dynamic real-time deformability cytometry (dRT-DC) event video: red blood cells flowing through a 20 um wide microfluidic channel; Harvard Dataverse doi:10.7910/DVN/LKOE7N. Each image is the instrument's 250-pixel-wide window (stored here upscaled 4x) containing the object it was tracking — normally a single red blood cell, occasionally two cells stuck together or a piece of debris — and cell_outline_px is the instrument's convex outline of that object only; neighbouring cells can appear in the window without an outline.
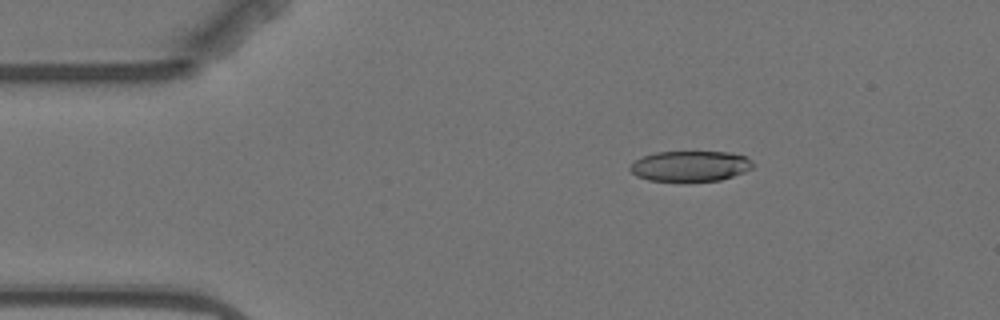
{"species": "Egyptian fruit bat (a non-hibernating species)", "species_latin": "Rousettus aegyptiacus", "temperature_condition": "warm", "stored_images_in_passage": 5, "camera_frame_rate_fps": 3000, "um_per_image_px": 0.085, "animal": {"sex": "female"}, "frame": {"image": 1, "passage_image": 3, "time_ms": 2.333, "image_size_px": [1000, 320], "cell_outline_px": [[756, 164], [752, 168], [744, 172], [720, 180], [648, 180], [636, 176], [628, 168], [636, 160], [644, 156], [656, 152], [728, 152], [748, 156]], "centroid_in_image_um": [58.72, 14.1], "position_along_channel_um": 26.3, "area_um2": 21.62}}
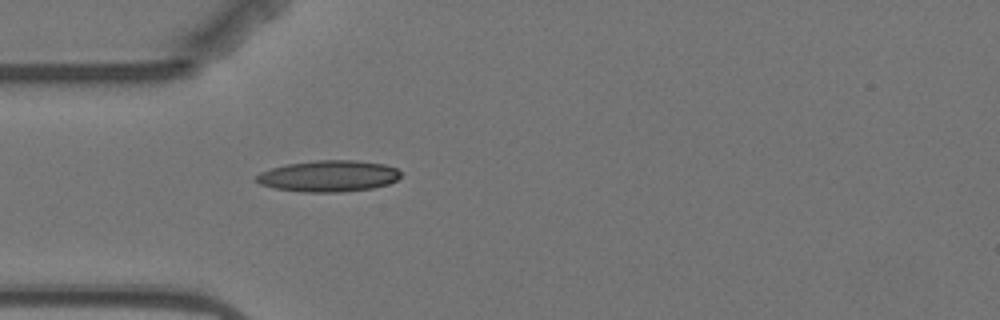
{"frame": {"image": 2, "passage_image": 5, "time_ms": 4.667, "image_size_px": [1000, 320], "cell_outline_px": [[400, 176], [396, 180], [388, 184], [372, 188], [340, 192], [300, 192], [272, 188], [260, 184], [252, 180], [260, 172], [272, 168], [288, 164], [316, 160], [356, 160], [384, 164], [396, 168], [400, 172]], "centroid_in_image_um": [27.89, 14.97], "position_along_channel_um": 57.1, "area_um2": 26.47}}